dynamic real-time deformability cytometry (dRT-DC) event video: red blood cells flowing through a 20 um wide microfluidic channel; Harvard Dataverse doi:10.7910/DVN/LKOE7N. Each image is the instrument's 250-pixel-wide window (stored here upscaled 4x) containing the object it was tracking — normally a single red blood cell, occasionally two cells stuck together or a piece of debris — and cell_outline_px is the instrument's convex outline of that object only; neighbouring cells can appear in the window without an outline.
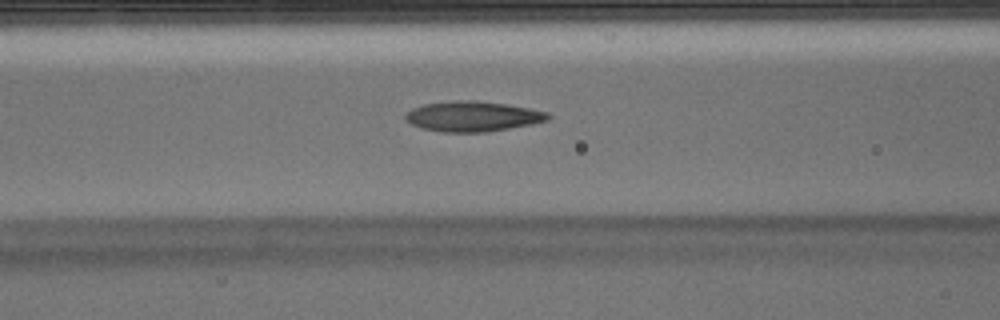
{"species": "Egyptian fruit bat (a non-hibernating species)", "species_latin": "Rousettus aegyptiacus", "temperature_condition": "warm", "stored_images_in_passage": 34, "segment_of_instrument_passage": [1, 2], "camera_frame_rate_fps": 3000, "um_per_image_px": 0.085, "animal": {"sex": "male"}, "frame": {"image": 1, "passage_image": 8, "time_ms": 2.333, "image_size_px": [1000, 320], "cell_outline_px": [[552, 116], [548, 120], [532, 124], [488, 132], [444, 132], [420, 128], [404, 120], [404, 116], [412, 108], [424, 104], [448, 100], [476, 100], [508, 104], [548, 112]], "centroid_in_image_um": [40.17, 9.88], "position_along_channel_um": 126.4, "area_um2": 25.37}}
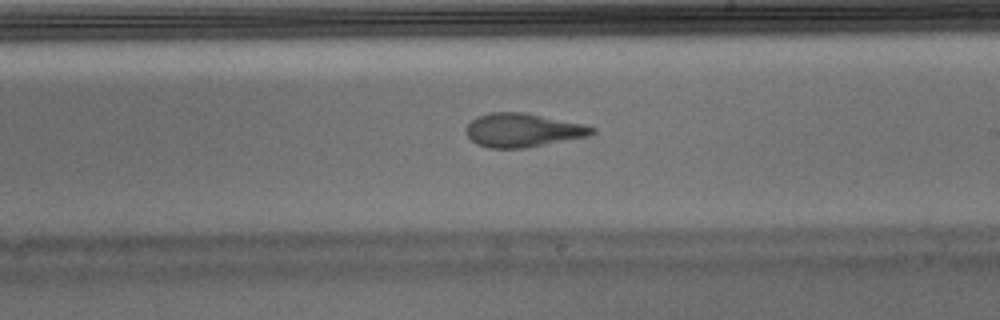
{"frame": {"image": 2, "passage_image": 17, "time_ms": 5.333, "image_size_px": [1000, 320], "cell_outline_px": [[596, 132], [588, 136], [524, 148], [488, 148], [476, 144], [468, 136], [468, 124], [476, 116], [492, 112], [524, 112], [584, 124], [596, 128]], "centroid_in_image_um": [44.45, 11.06], "position_along_channel_um": 244.5, "area_um2": 24.57}}
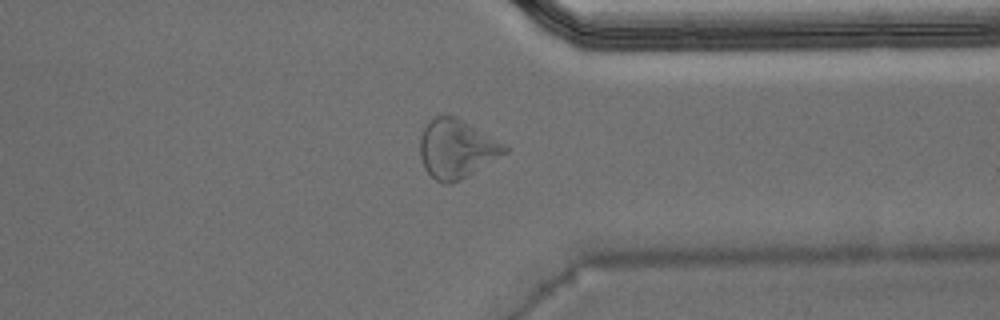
{"frame": {"image": 3, "passage_image": 27, "time_ms": 8.667, "image_size_px": [1000, 320], "cell_outline_px": [[508, 152], [460, 180], [448, 184], [444, 184], [436, 180], [424, 168], [420, 156], [420, 136], [428, 120], [432, 116], [456, 116], [464, 120], [504, 144], [508, 148]], "centroid_in_image_um": [38.78, 12.63], "position_along_channel_um": 372.6, "area_um2": 28.84}}